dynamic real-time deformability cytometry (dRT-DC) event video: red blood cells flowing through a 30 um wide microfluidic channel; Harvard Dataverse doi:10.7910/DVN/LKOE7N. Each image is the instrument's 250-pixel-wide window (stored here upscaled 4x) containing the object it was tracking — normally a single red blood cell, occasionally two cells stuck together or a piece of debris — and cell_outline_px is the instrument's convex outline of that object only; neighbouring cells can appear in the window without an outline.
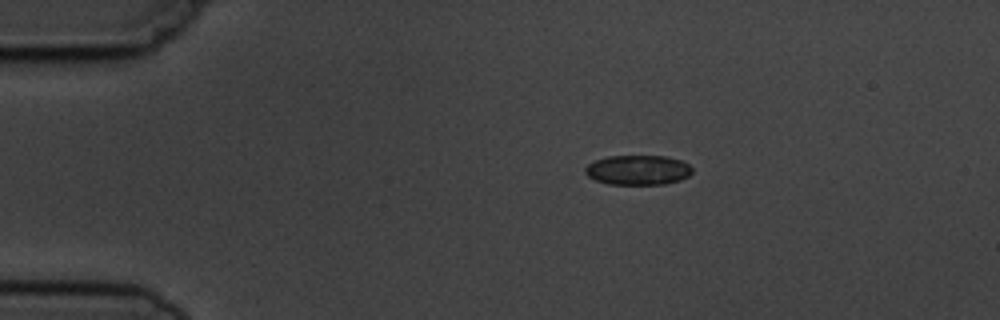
{"species": "common noctule bat (a hibernating species)", "species_latin": "Nyctalus noctula", "temperature_condition": "cold", "stored_images_in_passage": 7, "camera_frame_rate_fps": 3000, "um_per_image_px": 0.085, "animal": {"sex": "male", "body_mass_g": 19.5, "forearm_length_mm": 54.6}, "frame": {"image": 1, "passage_image": 1, "time_ms": 0.0, "image_size_px": [1000, 320], "cell_outline_px": [[692, 172], [688, 176], [680, 180], [664, 184], [608, 184], [596, 180], [588, 176], [584, 172], [584, 168], [588, 164], [596, 160], [608, 156], [664, 156], [680, 160], [688, 164], [692, 168]], "centroid_in_image_um": [54.21, 14.45], "position_along_channel_um": 30.8, "area_um2": 18.5}}
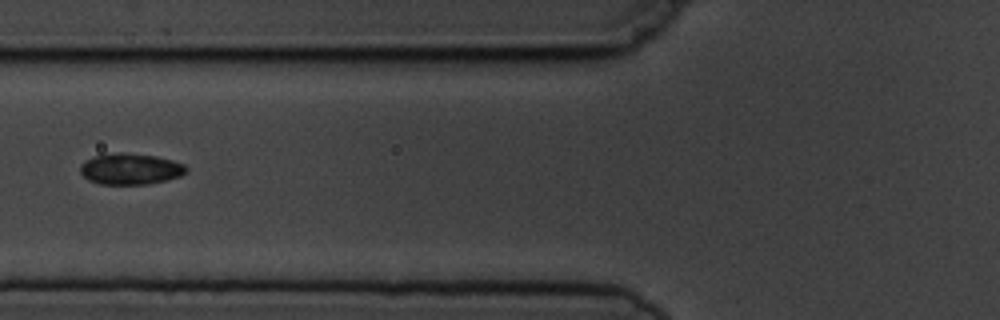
{"frame": {"image": 2, "passage_image": 4, "time_ms": 3.667, "image_size_px": [1000, 320], "cell_outline_px": [[188, 172], [180, 176], [168, 180], [148, 184], [100, 184], [88, 180], [80, 172], [80, 164], [84, 160], [92, 156], [120, 152], [124, 152], [156, 156], [172, 160], [184, 164], [188, 168]], "centroid_in_image_um": [11.09, 14.35], "position_along_channel_um": 114.7, "area_um2": 19.48}}
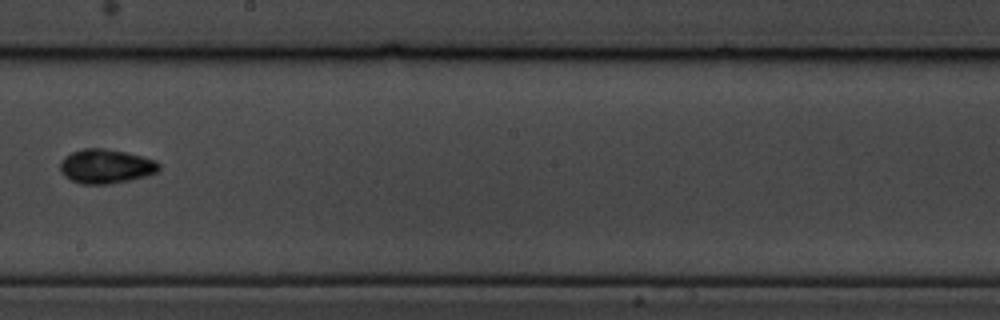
{"frame": {"image": 3, "passage_image": 7, "time_ms": 7.0, "image_size_px": [1000, 320], "cell_outline_px": [[160, 168], [156, 172], [144, 176], [128, 180], [108, 184], [80, 184], [64, 176], [60, 172], [60, 160], [64, 156], [72, 152], [84, 148], [100, 148], [124, 152], [156, 160], [160, 164]], "centroid_in_image_um": [8.95, 14.13], "position_along_channel_um": 239.2, "area_um2": 19.59}}